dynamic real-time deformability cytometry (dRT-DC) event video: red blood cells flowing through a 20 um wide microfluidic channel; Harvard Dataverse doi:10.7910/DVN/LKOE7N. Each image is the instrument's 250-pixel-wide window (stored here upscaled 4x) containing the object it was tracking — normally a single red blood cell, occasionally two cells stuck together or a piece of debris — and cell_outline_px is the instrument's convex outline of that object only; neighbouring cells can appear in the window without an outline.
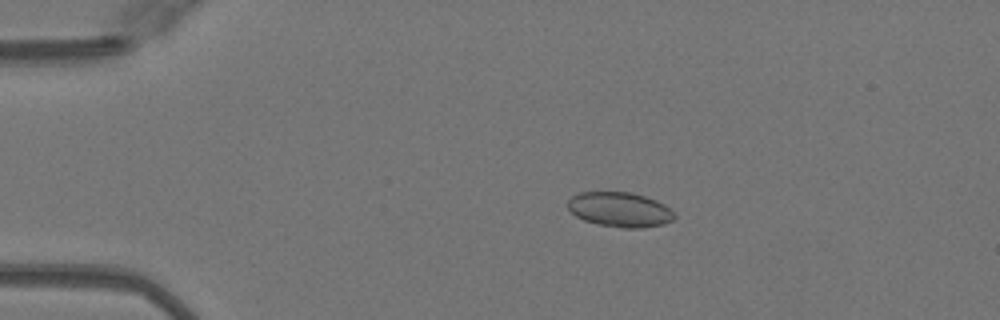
{"species": "Egyptian fruit bat (a non-hibernating species)", "species_latin": "Rousettus aegyptiacus", "temperature_condition": "warm", "stored_images_in_passage": 50, "camera_frame_rate_fps": 3000, "um_per_image_px": 0.085, "animal": {"sex": "female"}, "frame": {"image": 1, "passage_image": 10, "time_ms": 3.0, "image_size_px": [1000, 320], "cell_outline_px": [[676, 216], [672, 220], [664, 224], [640, 228], [624, 228], [596, 224], [584, 220], [576, 216], [568, 208], [568, 200], [572, 196], [580, 192], [632, 192], [656, 200], [664, 204]], "centroid_in_image_um": [52.67, 17.81], "position_along_channel_um": 32.3, "area_um2": 21.56}}
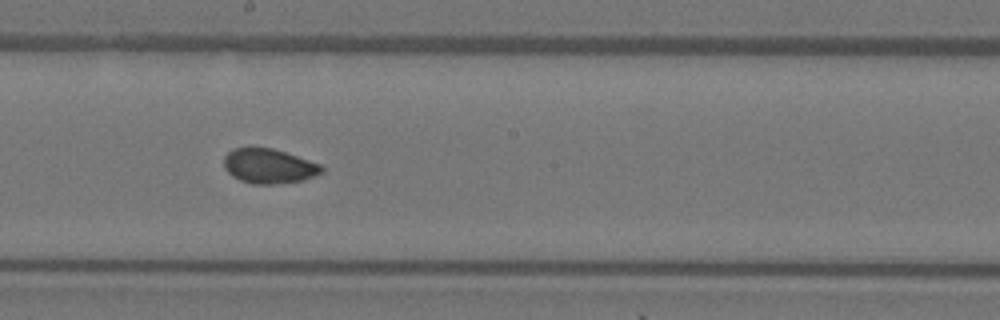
{"frame": {"image": 2, "passage_image": 28, "time_ms": 9.0, "image_size_px": [1000, 320], "cell_outline_px": [[324, 172], [304, 180], [272, 184], [252, 184], [240, 180], [232, 176], [224, 168], [224, 156], [232, 148], [272, 148], [320, 164], [324, 168]], "centroid_in_image_um": [22.84, 14.13], "position_along_channel_um": 225.4, "area_um2": 19.65}}
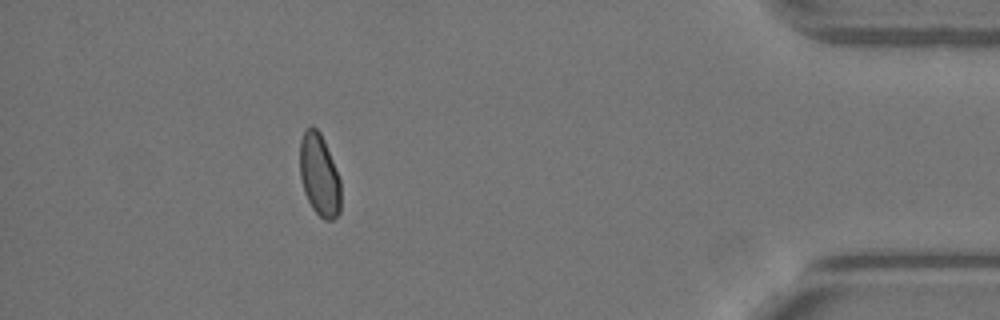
{"frame": {"image": 3, "passage_image": 45, "time_ms": 14.667, "image_size_px": [1000, 320], "cell_outline_px": [[340, 212], [332, 220], [324, 220], [312, 208], [304, 192], [300, 176], [300, 140], [304, 132], [312, 124], [320, 132], [324, 140], [340, 180]], "centroid_in_image_um": [27.13, 14.88], "position_along_channel_um": 408.1, "area_um2": 19.48}, "authors_computed_cell_mechanics": {"area_um2": 20.1722, "velocity_mm_per_s": 4.1045, "shape_relaxation_time_tau1_ms": null, "shape_relaxation_time_tau2_ms": 0.7792, "deformation_change_tau1": null, "deformation_change_tau2": 0.0489}}